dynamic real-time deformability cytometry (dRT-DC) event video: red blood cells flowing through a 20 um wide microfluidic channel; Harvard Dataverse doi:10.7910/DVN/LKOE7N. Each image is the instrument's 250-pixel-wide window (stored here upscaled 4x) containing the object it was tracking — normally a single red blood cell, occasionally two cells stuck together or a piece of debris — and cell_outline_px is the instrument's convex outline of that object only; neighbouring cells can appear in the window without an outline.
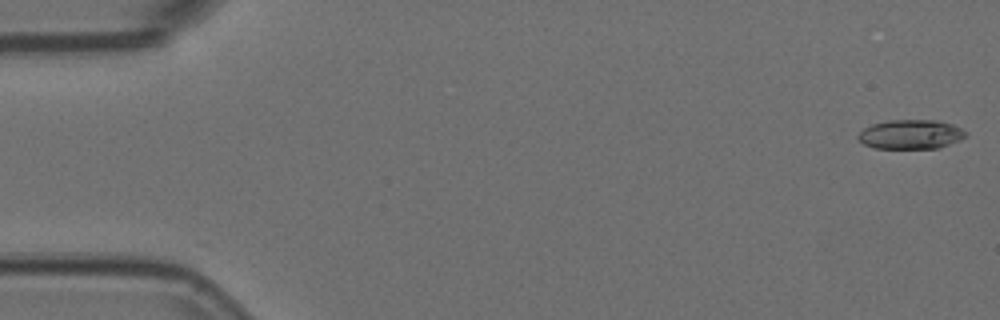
{"species": "Egyptian fruit bat (a non-hibernating species)", "species_latin": "Rousettus aegyptiacus", "temperature_condition": "room temperature", "stored_images_in_passage": 54, "camera_frame_rate_fps": 3000, "um_per_image_px": 0.085, "animal": {"sex": "female"}, "frame": {"image": 1, "passage_image": 1, "time_ms": 0.0, "image_size_px": [1000, 320], "cell_outline_px": [[968, 136], [960, 140], [936, 148], [872, 148], [864, 144], [856, 136], [864, 128], [872, 124], [888, 120], [936, 120], [952, 124], [968, 132]], "centroid_in_image_um": [77.42, 11.41], "position_along_channel_um": 7.6, "area_um2": 18.38}}
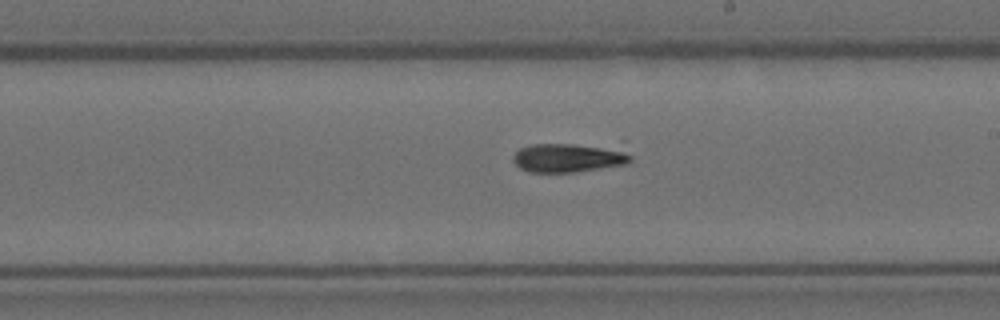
{"frame": {"image": 2, "passage_image": 31, "time_ms": 10.0, "image_size_px": [1000, 320], "cell_outline_px": [[632, 160], [628, 164], [576, 172], [528, 172], [520, 168], [512, 160], [512, 156], [520, 148], [532, 144], [624, 140], [632, 156]], "centroid_in_image_um": [48.64, 13.29], "position_along_channel_um": 240.4, "area_um2": 22.37}}
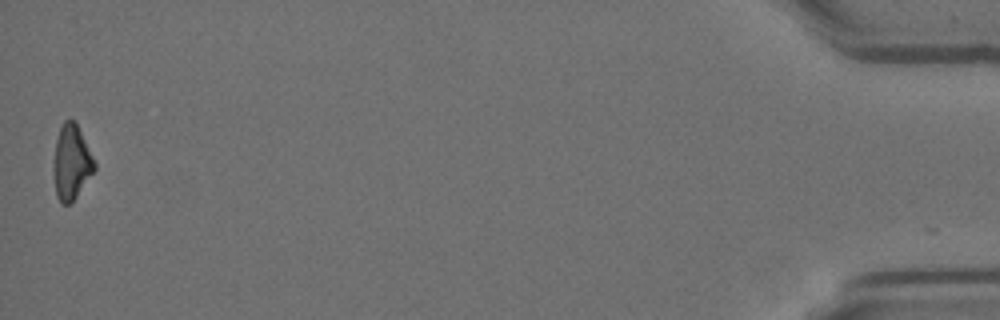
{"frame": {"image": 3, "passage_image": 54, "time_ms": 17.667, "image_size_px": [1000, 320], "cell_outline_px": [[96, 168], [76, 196], [68, 204], [60, 204], [56, 196], [56, 140], [60, 128], [64, 120], [72, 120], [76, 124], [96, 164]], "centroid_in_image_um": [6.1, 13.81], "position_along_channel_um": 429.1, "area_um2": 16.7}, "authors_computed_cell_mechanics": {"area_um2": 18.8428, "velocity_mm_per_s": 3.7363, "shape_relaxation_time_tau1_ms": 7.9972, "shape_relaxation_time_tau2_ms": null, "deformation_change_tau1": 0.2057, "deformation_change_tau2": null}}